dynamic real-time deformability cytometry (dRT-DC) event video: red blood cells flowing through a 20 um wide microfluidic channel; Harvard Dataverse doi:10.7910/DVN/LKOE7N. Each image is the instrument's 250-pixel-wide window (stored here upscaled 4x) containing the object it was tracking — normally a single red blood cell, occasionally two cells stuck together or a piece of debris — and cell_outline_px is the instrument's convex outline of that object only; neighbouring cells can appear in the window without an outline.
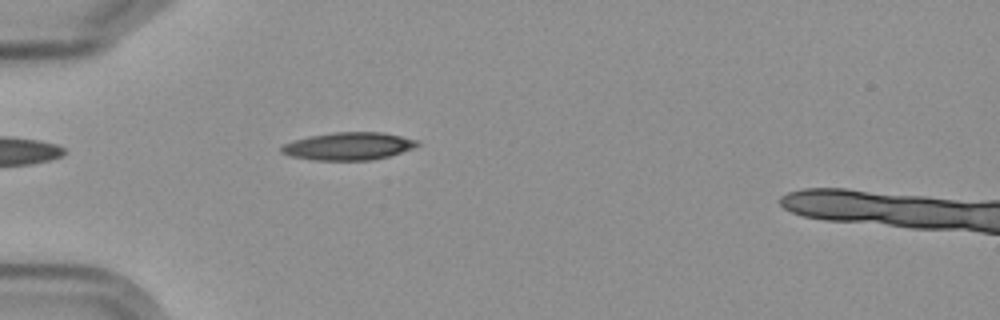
{"species": "Egyptian fruit bat (a non-hibernating species)", "species_latin": "Rousettus aegyptiacus", "temperature_condition": "cold", "stored_images_in_passage": 5, "camera_frame_rate_fps": 3000, "um_per_image_px": 0.085, "frame": {"image": 1, "passage_image": 5, "time_ms": 5.0, "image_size_px": [1000, 320], "cell_outline_px": [[420, 144], [412, 148], [388, 156], [372, 160], [312, 160], [292, 156], [280, 152], [280, 148], [284, 144], [296, 140], [312, 136], [336, 132], [380, 132], [400, 136], [416, 140]], "centroid_in_image_um": [29.61, 12.43], "position_along_channel_um": 55.4, "area_um2": 21.5}}